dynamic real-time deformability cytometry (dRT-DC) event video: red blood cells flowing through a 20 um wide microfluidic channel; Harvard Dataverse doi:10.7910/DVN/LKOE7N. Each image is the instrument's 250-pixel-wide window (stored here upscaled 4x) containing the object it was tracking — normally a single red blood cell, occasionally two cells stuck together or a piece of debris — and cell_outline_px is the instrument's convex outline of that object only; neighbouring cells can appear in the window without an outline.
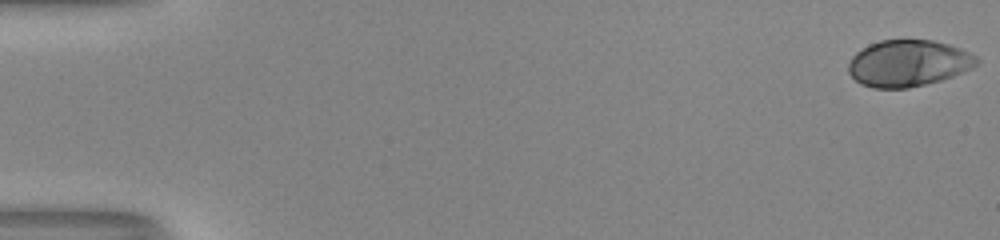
{"species": "human", "species_latin": "Homo sapiens", "temperature_condition": "room temperature", "stored_images_in_passage": 53, "camera_frame_rate_fps": 3000, "um_per_image_px": 0.085, "donor": {"sex": "male"}, "frame": {"image": 1, "passage_image": 1, "time_ms": 0.0, "image_size_px": [1000, 240], "cell_outline_px": [[980, 60], [972, 68], [952, 76], [940, 80], [908, 88], [872, 88], [860, 84], [848, 72], [848, 64], [852, 56], [856, 52], [868, 44], [880, 40], [932, 40], [948, 44], [960, 48], [976, 56]], "centroid_in_image_um": [77.17, 5.37], "position_along_channel_um": 7.8, "area_um2": 34.74}}
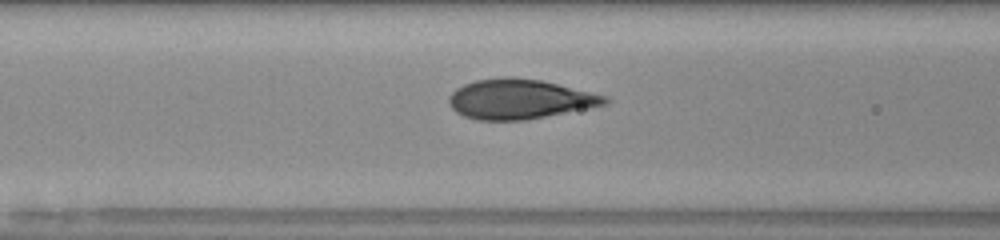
{"frame": {"image": 2, "passage_image": 23, "time_ms": 7.333, "image_size_px": [1000, 240], "cell_outline_px": [[612, 100], [608, 104], [588, 108], [524, 120], [476, 120], [464, 116], [456, 112], [448, 104], [448, 96], [456, 88], [464, 84], [476, 80], [500, 76], [512, 76], [540, 80], [608, 96]], "centroid_in_image_um": [44.14, 8.41], "position_along_channel_um": 122.5, "area_um2": 36.3}}
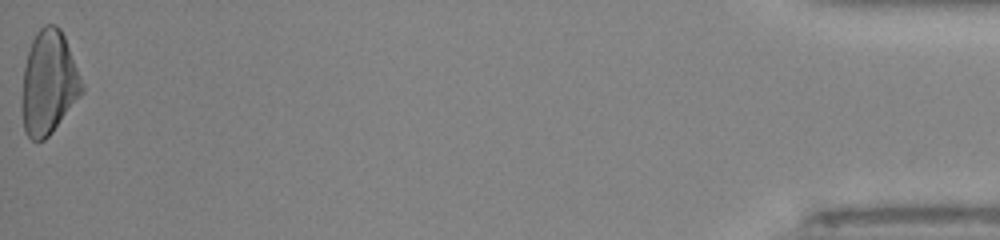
{"frame": {"image": 3, "passage_image": 53, "time_ms": 17.333, "image_size_px": [1000, 240], "cell_outline_px": [[84, 92], [52, 132], [44, 140], [32, 140], [24, 132], [20, 108], [24, 68], [28, 52], [32, 40], [36, 32], [44, 24], [56, 24], [60, 28], [64, 36], [84, 84]], "centroid_in_image_um": [4.13, 7.05], "position_along_channel_um": 431.1, "area_um2": 36.53}, "authors_computed_cell_mechanics": {"area_um2": 35.6048, "velocity_mm_per_s": 4.0704, "shape_relaxation_time_tau1_ms": 4.864, "shape_relaxation_time_tau2_ms": null, "deformation_change_tau1": 0.213, "deformation_change_tau2": null}}